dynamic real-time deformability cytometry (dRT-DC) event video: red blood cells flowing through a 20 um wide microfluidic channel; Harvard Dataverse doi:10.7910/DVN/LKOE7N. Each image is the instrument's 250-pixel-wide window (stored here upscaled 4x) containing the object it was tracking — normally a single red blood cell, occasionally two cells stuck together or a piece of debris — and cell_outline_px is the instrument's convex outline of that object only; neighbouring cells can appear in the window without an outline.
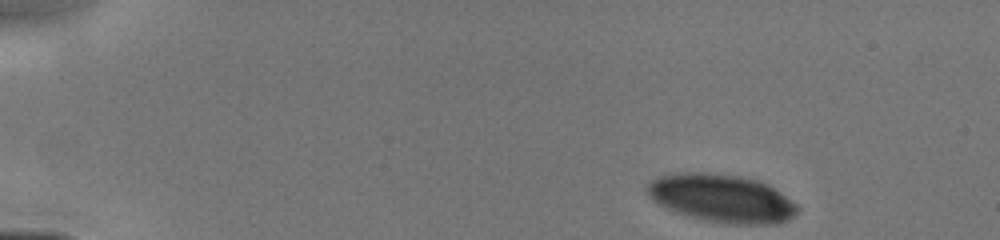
{"species": "human", "species_latin": "Homo sapiens", "temperature_condition": "cold", "stored_images_in_passage": 21, "camera_frame_rate_fps": 3000, "um_per_image_px": 0.085, "donor": {"sex": "male"}, "frame": {"image": 1, "passage_image": 1, "time_ms": 0.0, "image_size_px": [1000, 240], "cell_outline_px": [[800, 208], [788, 220], [776, 224], [728, 224], [704, 220], [688, 216], [676, 212], [652, 200], [648, 196], [644, 188], [656, 176], [676, 172], [704, 172], [740, 176], [760, 180], [768, 184], [792, 200]], "centroid_in_image_um": [61.32, 16.84], "position_along_channel_um": 23.7, "area_um2": 42.43}}
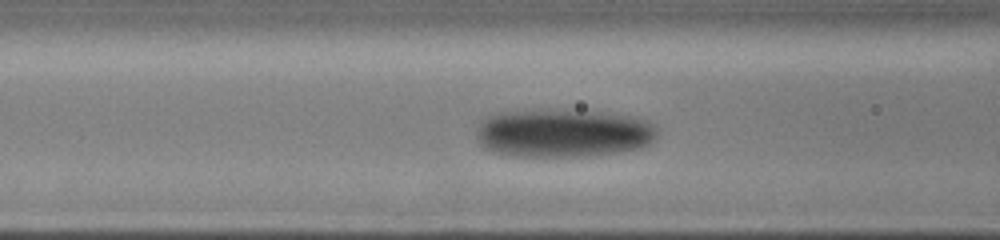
{"frame": {"image": 2, "passage_image": 17, "time_ms": 4.667, "image_size_px": [1000, 240], "cell_outline_px": [[656, 136], [648, 144], [640, 148], [592, 156], [512, 156], [492, 152], [480, 144], [476, 140], [476, 128], [480, 120], [488, 116], [504, 112], [592, 112], [628, 116], [648, 120], [656, 124]], "centroid_in_image_um": [47.84, 11.36], "position_along_channel_um": 118.8, "area_um2": 50.05}}
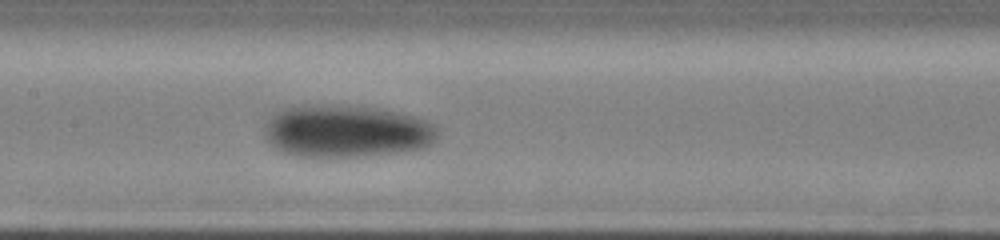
{"frame": {"image": 3, "passage_image": 21, "time_ms": 6.0, "image_size_px": [1000, 240], "cell_outline_px": [[440, 128], [432, 144], [428, 148], [396, 152], [360, 156], [300, 156], [284, 152], [276, 148], [264, 136], [264, 124], [276, 112], [284, 108], [300, 104], [324, 104], [380, 108], [400, 112], [416, 116], [428, 120]], "centroid_in_image_um": [29.48, 11.12], "position_along_channel_um": 177.9, "area_um2": 53.41}}